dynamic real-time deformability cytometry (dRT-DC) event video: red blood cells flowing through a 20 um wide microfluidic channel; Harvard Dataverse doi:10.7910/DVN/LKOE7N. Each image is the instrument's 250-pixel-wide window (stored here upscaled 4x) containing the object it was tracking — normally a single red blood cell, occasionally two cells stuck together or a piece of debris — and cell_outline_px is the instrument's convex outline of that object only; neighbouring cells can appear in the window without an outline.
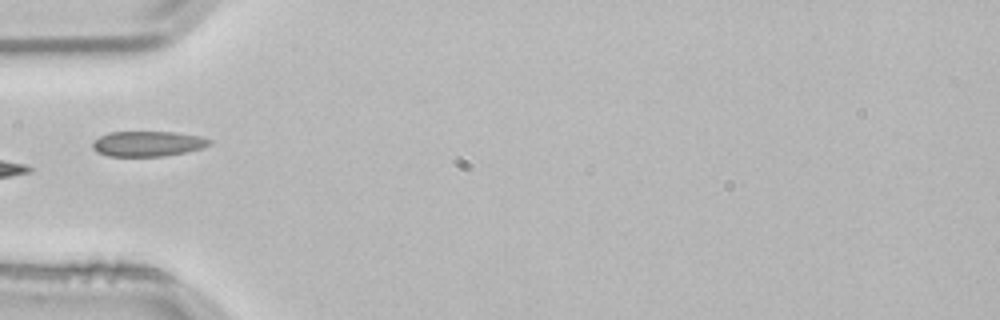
{"species": "common noctule bat (a hibernating species)", "species_latin": "Nyctalus noctula", "temperature_condition": "room temperature", "stored_images_in_passage": 3, "camera_frame_rate_fps": 3000, "um_per_image_px": 0.085, "animal": {"sex": "male", "body_mass_g": 21.5, "forearm_length_mm": 52.0}, "frame": {"image": 1, "passage_image": 3, "time_ms": 0.667, "image_size_px": [1000, 320], "cell_outline_px": [[212, 144], [200, 148], [184, 152], [164, 156], [108, 156], [96, 152], [92, 148], [92, 140], [108, 132], [176, 132], [200, 136], [212, 140]], "centroid_in_image_um": [12.52, 12.21], "position_along_channel_um": 72.5, "area_um2": 17.28}}